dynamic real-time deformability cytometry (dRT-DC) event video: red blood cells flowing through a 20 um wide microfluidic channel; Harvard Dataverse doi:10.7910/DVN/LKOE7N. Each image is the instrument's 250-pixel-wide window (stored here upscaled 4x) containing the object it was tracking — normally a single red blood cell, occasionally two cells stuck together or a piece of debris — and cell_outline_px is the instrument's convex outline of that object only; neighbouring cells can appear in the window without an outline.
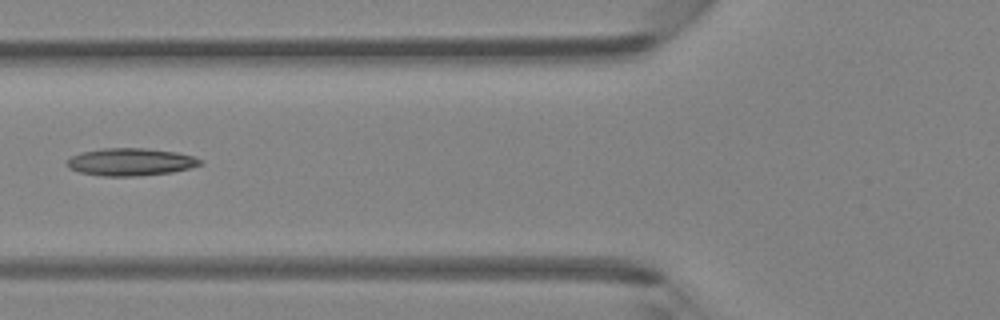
{"species": "Egyptian fruit bat (a non-hibernating species)", "species_latin": "Rousettus aegyptiacus", "temperature_condition": "room temperature", "stored_images_in_passage": 6, "camera_frame_rate_fps": 3000, "um_per_image_px": 0.085, "animal": {"sex": "female"}, "frame": {"image": 1, "passage_image": 5, "time_ms": 4.667, "image_size_px": [1000, 320], "cell_outline_px": [[204, 164], [172, 172], [140, 176], [100, 176], [80, 172], [68, 168], [64, 164], [72, 156], [80, 152], [104, 148], [144, 148], [176, 152], [192, 156], [204, 160]], "centroid_in_image_um": [11.09, 13.77], "position_along_channel_um": 114.7, "area_um2": 21.5}}
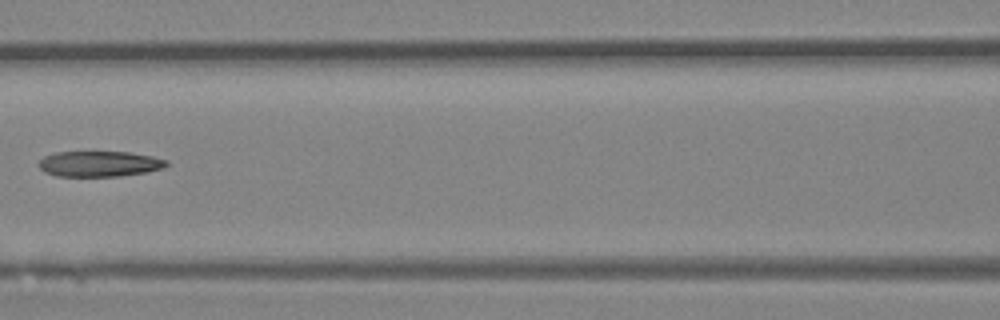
{"frame": {"image": 2, "passage_image": 6, "time_ms": 5.667, "image_size_px": [1000, 320], "cell_outline_px": [[168, 164], [164, 168], [148, 172], [120, 176], [56, 176], [44, 172], [36, 164], [44, 156], [56, 152], [128, 152], [152, 156], [168, 160]], "centroid_in_image_um": [8.45, 13.93], "position_along_channel_um": 158.2, "area_um2": 19.19}}